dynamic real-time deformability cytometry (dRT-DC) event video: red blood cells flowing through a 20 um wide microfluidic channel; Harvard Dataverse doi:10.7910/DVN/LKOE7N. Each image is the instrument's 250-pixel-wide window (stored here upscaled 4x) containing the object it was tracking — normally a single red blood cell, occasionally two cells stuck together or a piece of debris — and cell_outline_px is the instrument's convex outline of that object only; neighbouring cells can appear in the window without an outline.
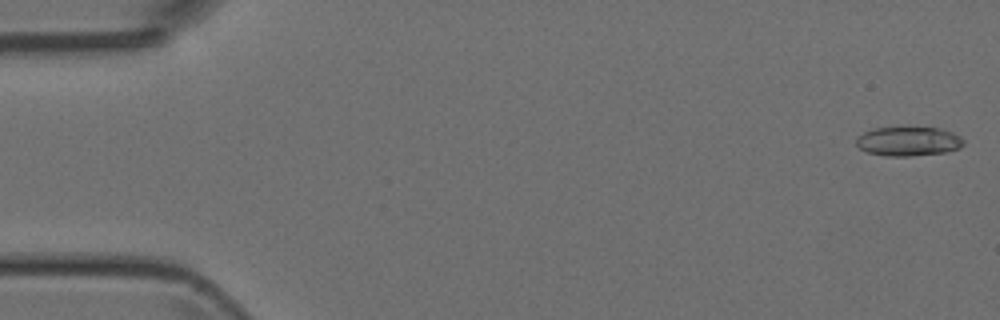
{"species": "Egyptian fruit bat (a non-hibernating species)", "species_latin": "Rousettus aegyptiacus", "temperature_condition": "room temperature", "stored_images_in_passage": 10, "camera_frame_rate_fps": 3000, "um_per_image_px": 0.085, "animal": {"sex": "female"}, "frame": {"image": 1, "passage_image": 1, "time_ms": 0.0, "image_size_px": [1000, 320], "cell_outline_px": [[964, 144], [960, 148], [948, 152], [912, 156], [884, 156], [868, 152], [860, 148], [856, 144], [856, 136], [864, 132], [876, 128], [940, 128], [952, 132], [960, 136], [964, 140]], "centroid_in_image_um": [77.23, 12.03], "position_along_channel_um": 7.8, "area_um2": 18.32}}